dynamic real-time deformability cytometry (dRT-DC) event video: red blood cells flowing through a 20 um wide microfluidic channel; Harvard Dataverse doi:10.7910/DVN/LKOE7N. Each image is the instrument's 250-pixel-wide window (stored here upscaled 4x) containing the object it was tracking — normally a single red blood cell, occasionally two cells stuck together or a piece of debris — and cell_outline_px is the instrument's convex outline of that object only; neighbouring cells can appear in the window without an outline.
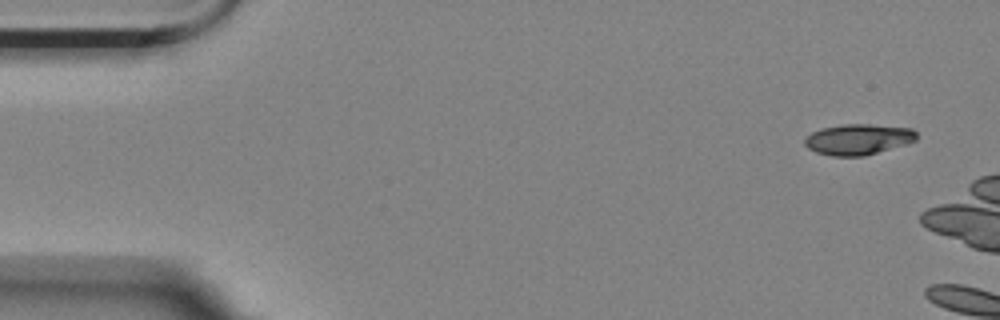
{"species": "Egyptian fruit bat (a non-hibernating species)", "species_latin": "Rousettus aegyptiacus", "temperature_condition": "room temperature", "stored_images_in_passage": 2, "camera_frame_rate_fps": 3000, "um_per_image_px": 0.085, "animal": {"sex": "female"}, "frame": {"image": 1, "passage_image": 1, "time_ms": 0.0, "image_size_px": [1000, 320], "cell_outline_px": [[916, 140], [904, 144], [864, 156], [832, 156], [816, 152], [808, 148], [804, 144], [804, 140], [812, 132], [820, 128], [840, 124], [868, 124], [912, 128], [916, 132]], "centroid_in_image_um": [72.91, 11.83], "position_along_channel_um": 12.1, "area_um2": 19.94}}